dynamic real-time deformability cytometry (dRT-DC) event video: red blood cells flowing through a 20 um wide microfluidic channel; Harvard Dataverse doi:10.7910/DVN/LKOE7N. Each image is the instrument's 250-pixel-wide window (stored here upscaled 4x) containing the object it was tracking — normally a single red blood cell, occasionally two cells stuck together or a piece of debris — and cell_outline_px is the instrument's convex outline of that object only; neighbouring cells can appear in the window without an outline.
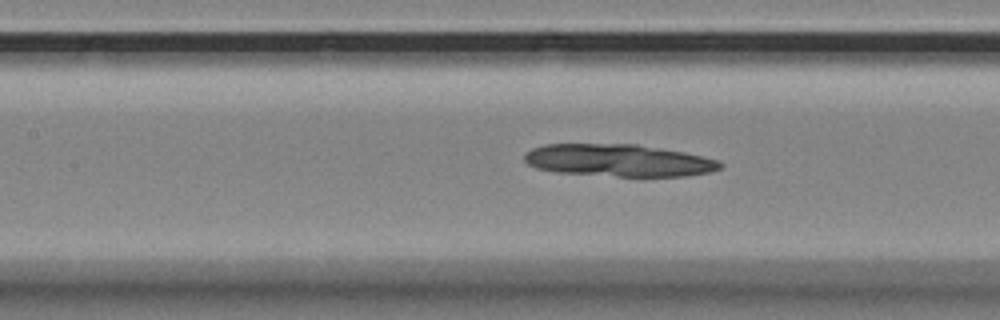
{"species": "Egyptian fruit bat (a non-hibernating species)", "species_latin": "Rousettus aegyptiacus", "temperature_condition": "room temperature", "stored_images_in_passage": 55, "camera_frame_rate_fps": 3000, "um_per_image_px": 0.085, "animal": {"sex": "female"}, "frame": {"image": 1, "passage_image": 24, "time_ms": 7.667, "image_size_px": [1000, 320], "cell_outline_px": [[724, 168], [708, 172], [684, 176], [616, 176], [556, 172], [536, 168], [528, 164], [524, 160], [524, 156], [532, 148], [544, 144], [636, 144], [684, 152], [716, 160], [724, 164]], "centroid_in_image_um": [52.57, 13.63], "position_along_channel_um": 154.8, "area_um2": 36.65}}
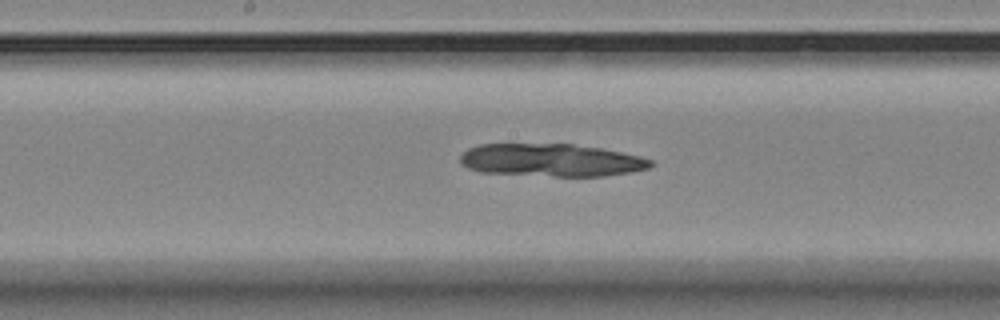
{"frame": {"image": 2, "passage_image": 28, "time_ms": 9.0, "image_size_px": [1000, 320], "cell_outline_px": [[652, 164], [648, 168], [632, 172], [604, 176], [556, 176], [480, 172], [468, 168], [460, 164], [460, 156], [468, 148], [480, 144], [572, 144], [600, 148], [640, 156], [652, 160]], "centroid_in_image_um": [46.83, 13.61], "position_along_channel_um": 201.4, "area_um2": 36.24}}
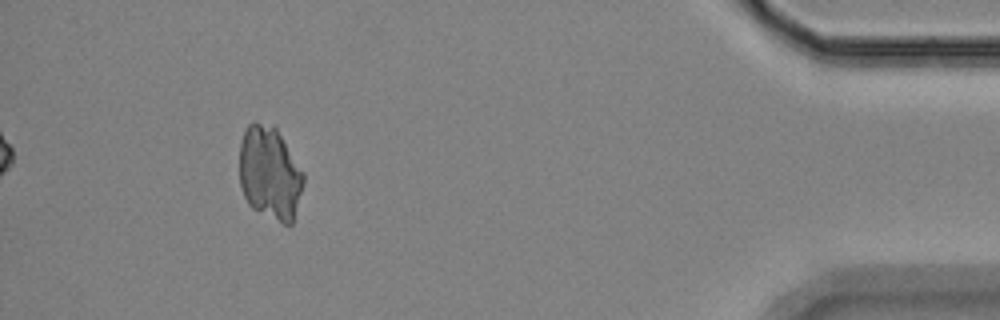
{"frame": {"image": 3, "passage_image": 51, "time_ms": 16.667, "image_size_px": [1000, 320], "cell_outline_px": [[304, 180], [292, 224], [284, 224], [252, 208], [248, 204], [244, 196], [240, 184], [240, 140], [248, 124], [252, 120], [276, 124], [304, 172]], "centroid_in_image_um": [22.93, 14.63], "position_along_channel_um": 412.3, "area_um2": 35.37}}